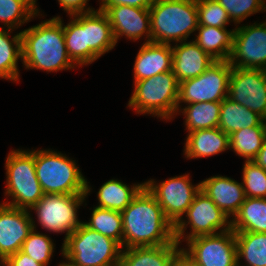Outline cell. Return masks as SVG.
Returning a JSON list of instances; mask_svg holds the SVG:
<instances>
[{
  "mask_svg": "<svg viewBox=\"0 0 266 266\" xmlns=\"http://www.w3.org/2000/svg\"><path fill=\"white\" fill-rule=\"evenodd\" d=\"M121 214L123 249L168 245L175 241L174 225L145 186Z\"/></svg>",
  "mask_w": 266,
  "mask_h": 266,
  "instance_id": "1",
  "label": "cell"
},
{
  "mask_svg": "<svg viewBox=\"0 0 266 266\" xmlns=\"http://www.w3.org/2000/svg\"><path fill=\"white\" fill-rule=\"evenodd\" d=\"M62 22L57 16L20 32L26 69L57 72L76 67L67 52Z\"/></svg>",
  "mask_w": 266,
  "mask_h": 266,
  "instance_id": "2",
  "label": "cell"
},
{
  "mask_svg": "<svg viewBox=\"0 0 266 266\" xmlns=\"http://www.w3.org/2000/svg\"><path fill=\"white\" fill-rule=\"evenodd\" d=\"M149 11L152 42L187 41L199 25L197 0H155Z\"/></svg>",
  "mask_w": 266,
  "mask_h": 266,
  "instance_id": "3",
  "label": "cell"
},
{
  "mask_svg": "<svg viewBox=\"0 0 266 266\" xmlns=\"http://www.w3.org/2000/svg\"><path fill=\"white\" fill-rule=\"evenodd\" d=\"M35 172L44 194H88L91 188L76 162L52 150H34Z\"/></svg>",
  "mask_w": 266,
  "mask_h": 266,
  "instance_id": "4",
  "label": "cell"
},
{
  "mask_svg": "<svg viewBox=\"0 0 266 266\" xmlns=\"http://www.w3.org/2000/svg\"><path fill=\"white\" fill-rule=\"evenodd\" d=\"M134 88L128 106L138 114H152L165 120L177 114L179 82L173 70L134 81Z\"/></svg>",
  "mask_w": 266,
  "mask_h": 266,
  "instance_id": "5",
  "label": "cell"
},
{
  "mask_svg": "<svg viewBox=\"0 0 266 266\" xmlns=\"http://www.w3.org/2000/svg\"><path fill=\"white\" fill-rule=\"evenodd\" d=\"M62 245V256L78 266H118L122 247L83 223Z\"/></svg>",
  "mask_w": 266,
  "mask_h": 266,
  "instance_id": "6",
  "label": "cell"
},
{
  "mask_svg": "<svg viewBox=\"0 0 266 266\" xmlns=\"http://www.w3.org/2000/svg\"><path fill=\"white\" fill-rule=\"evenodd\" d=\"M6 159L5 194L12 202L3 204L30 210L44 195L35 172L34 150H12Z\"/></svg>",
  "mask_w": 266,
  "mask_h": 266,
  "instance_id": "7",
  "label": "cell"
},
{
  "mask_svg": "<svg viewBox=\"0 0 266 266\" xmlns=\"http://www.w3.org/2000/svg\"><path fill=\"white\" fill-rule=\"evenodd\" d=\"M181 255L193 266H238L235 232L200 235L187 240Z\"/></svg>",
  "mask_w": 266,
  "mask_h": 266,
  "instance_id": "8",
  "label": "cell"
},
{
  "mask_svg": "<svg viewBox=\"0 0 266 266\" xmlns=\"http://www.w3.org/2000/svg\"><path fill=\"white\" fill-rule=\"evenodd\" d=\"M232 66L228 60H216L196 78L179 83L178 110L180 103L222 102L228 96Z\"/></svg>",
  "mask_w": 266,
  "mask_h": 266,
  "instance_id": "9",
  "label": "cell"
},
{
  "mask_svg": "<svg viewBox=\"0 0 266 266\" xmlns=\"http://www.w3.org/2000/svg\"><path fill=\"white\" fill-rule=\"evenodd\" d=\"M85 197L87 194H44L30 210L36 212L43 229L66 232L65 241L82 224L76 213Z\"/></svg>",
  "mask_w": 266,
  "mask_h": 266,
  "instance_id": "10",
  "label": "cell"
},
{
  "mask_svg": "<svg viewBox=\"0 0 266 266\" xmlns=\"http://www.w3.org/2000/svg\"><path fill=\"white\" fill-rule=\"evenodd\" d=\"M185 214L188 221L180 219L174 225V239L179 245L182 238L187 241L196 236L216 234L231 229V219L229 221L227 215L202 190L196 194ZM188 224L191 233L184 236Z\"/></svg>",
  "mask_w": 266,
  "mask_h": 266,
  "instance_id": "11",
  "label": "cell"
},
{
  "mask_svg": "<svg viewBox=\"0 0 266 266\" xmlns=\"http://www.w3.org/2000/svg\"><path fill=\"white\" fill-rule=\"evenodd\" d=\"M189 175L171 177L160 184L154 180L144 182V186L162 207L165 217L175 225L192 204L201 190V183L192 185Z\"/></svg>",
  "mask_w": 266,
  "mask_h": 266,
  "instance_id": "12",
  "label": "cell"
},
{
  "mask_svg": "<svg viewBox=\"0 0 266 266\" xmlns=\"http://www.w3.org/2000/svg\"><path fill=\"white\" fill-rule=\"evenodd\" d=\"M228 61L235 68L266 70V22L234 28Z\"/></svg>",
  "mask_w": 266,
  "mask_h": 266,
  "instance_id": "13",
  "label": "cell"
},
{
  "mask_svg": "<svg viewBox=\"0 0 266 266\" xmlns=\"http://www.w3.org/2000/svg\"><path fill=\"white\" fill-rule=\"evenodd\" d=\"M227 97L266 120V70L232 67Z\"/></svg>",
  "mask_w": 266,
  "mask_h": 266,
  "instance_id": "14",
  "label": "cell"
},
{
  "mask_svg": "<svg viewBox=\"0 0 266 266\" xmlns=\"http://www.w3.org/2000/svg\"><path fill=\"white\" fill-rule=\"evenodd\" d=\"M26 209L0 204V263L21 250L33 230V219Z\"/></svg>",
  "mask_w": 266,
  "mask_h": 266,
  "instance_id": "15",
  "label": "cell"
},
{
  "mask_svg": "<svg viewBox=\"0 0 266 266\" xmlns=\"http://www.w3.org/2000/svg\"><path fill=\"white\" fill-rule=\"evenodd\" d=\"M104 13L109 19L116 43L123 35L135 41L144 34L146 42H151L149 8L117 5L109 7Z\"/></svg>",
  "mask_w": 266,
  "mask_h": 266,
  "instance_id": "16",
  "label": "cell"
},
{
  "mask_svg": "<svg viewBox=\"0 0 266 266\" xmlns=\"http://www.w3.org/2000/svg\"><path fill=\"white\" fill-rule=\"evenodd\" d=\"M86 64H91L117 44L107 15L98 10L85 13Z\"/></svg>",
  "mask_w": 266,
  "mask_h": 266,
  "instance_id": "17",
  "label": "cell"
},
{
  "mask_svg": "<svg viewBox=\"0 0 266 266\" xmlns=\"http://www.w3.org/2000/svg\"><path fill=\"white\" fill-rule=\"evenodd\" d=\"M171 48L172 70L179 83L196 78L216 61L194 41H183Z\"/></svg>",
  "mask_w": 266,
  "mask_h": 266,
  "instance_id": "18",
  "label": "cell"
},
{
  "mask_svg": "<svg viewBox=\"0 0 266 266\" xmlns=\"http://www.w3.org/2000/svg\"><path fill=\"white\" fill-rule=\"evenodd\" d=\"M200 183L201 190L233 219L246 198L242 183L226 176H213Z\"/></svg>",
  "mask_w": 266,
  "mask_h": 266,
  "instance_id": "19",
  "label": "cell"
},
{
  "mask_svg": "<svg viewBox=\"0 0 266 266\" xmlns=\"http://www.w3.org/2000/svg\"><path fill=\"white\" fill-rule=\"evenodd\" d=\"M171 44L144 42L134 63V81H140L172 70Z\"/></svg>",
  "mask_w": 266,
  "mask_h": 266,
  "instance_id": "20",
  "label": "cell"
},
{
  "mask_svg": "<svg viewBox=\"0 0 266 266\" xmlns=\"http://www.w3.org/2000/svg\"><path fill=\"white\" fill-rule=\"evenodd\" d=\"M178 245L174 241L168 245L122 249L118 266H172L181 255Z\"/></svg>",
  "mask_w": 266,
  "mask_h": 266,
  "instance_id": "21",
  "label": "cell"
},
{
  "mask_svg": "<svg viewBox=\"0 0 266 266\" xmlns=\"http://www.w3.org/2000/svg\"><path fill=\"white\" fill-rule=\"evenodd\" d=\"M184 147L188 159L210 157L230 149L229 135L218 127L191 131Z\"/></svg>",
  "mask_w": 266,
  "mask_h": 266,
  "instance_id": "22",
  "label": "cell"
},
{
  "mask_svg": "<svg viewBox=\"0 0 266 266\" xmlns=\"http://www.w3.org/2000/svg\"><path fill=\"white\" fill-rule=\"evenodd\" d=\"M266 126V121L257 113L226 97L221 102L218 128L229 136L240 129Z\"/></svg>",
  "mask_w": 266,
  "mask_h": 266,
  "instance_id": "23",
  "label": "cell"
},
{
  "mask_svg": "<svg viewBox=\"0 0 266 266\" xmlns=\"http://www.w3.org/2000/svg\"><path fill=\"white\" fill-rule=\"evenodd\" d=\"M196 31L198 35L194 42L199 45L204 52L215 60H229L232 48L234 29L198 25Z\"/></svg>",
  "mask_w": 266,
  "mask_h": 266,
  "instance_id": "24",
  "label": "cell"
},
{
  "mask_svg": "<svg viewBox=\"0 0 266 266\" xmlns=\"http://www.w3.org/2000/svg\"><path fill=\"white\" fill-rule=\"evenodd\" d=\"M234 232L266 233V198L246 197L231 220Z\"/></svg>",
  "mask_w": 266,
  "mask_h": 266,
  "instance_id": "25",
  "label": "cell"
},
{
  "mask_svg": "<svg viewBox=\"0 0 266 266\" xmlns=\"http://www.w3.org/2000/svg\"><path fill=\"white\" fill-rule=\"evenodd\" d=\"M143 187L144 183L134 184L130 188L120 180L111 179L100 187L97 207L122 212Z\"/></svg>",
  "mask_w": 266,
  "mask_h": 266,
  "instance_id": "26",
  "label": "cell"
},
{
  "mask_svg": "<svg viewBox=\"0 0 266 266\" xmlns=\"http://www.w3.org/2000/svg\"><path fill=\"white\" fill-rule=\"evenodd\" d=\"M11 31L0 27V78L16 82L20 75L17 62L22 59V38L18 33L10 39Z\"/></svg>",
  "mask_w": 266,
  "mask_h": 266,
  "instance_id": "27",
  "label": "cell"
},
{
  "mask_svg": "<svg viewBox=\"0 0 266 266\" xmlns=\"http://www.w3.org/2000/svg\"><path fill=\"white\" fill-rule=\"evenodd\" d=\"M221 102L189 103L179 112L185 119L186 130L217 128L220 119Z\"/></svg>",
  "mask_w": 266,
  "mask_h": 266,
  "instance_id": "28",
  "label": "cell"
},
{
  "mask_svg": "<svg viewBox=\"0 0 266 266\" xmlns=\"http://www.w3.org/2000/svg\"><path fill=\"white\" fill-rule=\"evenodd\" d=\"M235 236L238 266L242 258L246 266H266V233L235 232Z\"/></svg>",
  "mask_w": 266,
  "mask_h": 266,
  "instance_id": "29",
  "label": "cell"
},
{
  "mask_svg": "<svg viewBox=\"0 0 266 266\" xmlns=\"http://www.w3.org/2000/svg\"><path fill=\"white\" fill-rule=\"evenodd\" d=\"M71 17L66 26L63 24L65 45L70 59L76 66H83L86 65L85 13Z\"/></svg>",
  "mask_w": 266,
  "mask_h": 266,
  "instance_id": "30",
  "label": "cell"
},
{
  "mask_svg": "<svg viewBox=\"0 0 266 266\" xmlns=\"http://www.w3.org/2000/svg\"><path fill=\"white\" fill-rule=\"evenodd\" d=\"M89 222H82L88 228L115 240L123 249V221L119 211L93 208Z\"/></svg>",
  "mask_w": 266,
  "mask_h": 266,
  "instance_id": "31",
  "label": "cell"
},
{
  "mask_svg": "<svg viewBox=\"0 0 266 266\" xmlns=\"http://www.w3.org/2000/svg\"><path fill=\"white\" fill-rule=\"evenodd\" d=\"M265 137L266 126L240 129L229 136L230 149L246 161H252L262 148Z\"/></svg>",
  "mask_w": 266,
  "mask_h": 266,
  "instance_id": "32",
  "label": "cell"
},
{
  "mask_svg": "<svg viewBox=\"0 0 266 266\" xmlns=\"http://www.w3.org/2000/svg\"><path fill=\"white\" fill-rule=\"evenodd\" d=\"M37 14L36 0H0V21L7 29L18 28Z\"/></svg>",
  "mask_w": 266,
  "mask_h": 266,
  "instance_id": "33",
  "label": "cell"
},
{
  "mask_svg": "<svg viewBox=\"0 0 266 266\" xmlns=\"http://www.w3.org/2000/svg\"><path fill=\"white\" fill-rule=\"evenodd\" d=\"M33 222V230L21 246V252L25 253L33 260L44 266L49 264L52 253L54 252V244L46 234L36 233V225Z\"/></svg>",
  "mask_w": 266,
  "mask_h": 266,
  "instance_id": "34",
  "label": "cell"
},
{
  "mask_svg": "<svg viewBox=\"0 0 266 266\" xmlns=\"http://www.w3.org/2000/svg\"><path fill=\"white\" fill-rule=\"evenodd\" d=\"M243 188L246 197L266 198V171L253 161L243 167Z\"/></svg>",
  "mask_w": 266,
  "mask_h": 266,
  "instance_id": "35",
  "label": "cell"
},
{
  "mask_svg": "<svg viewBox=\"0 0 266 266\" xmlns=\"http://www.w3.org/2000/svg\"><path fill=\"white\" fill-rule=\"evenodd\" d=\"M199 25L226 28L231 21L227 11L216 0H197Z\"/></svg>",
  "mask_w": 266,
  "mask_h": 266,
  "instance_id": "36",
  "label": "cell"
},
{
  "mask_svg": "<svg viewBox=\"0 0 266 266\" xmlns=\"http://www.w3.org/2000/svg\"><path fill=\"white\" fill-rule=\"evenodd\" d=\"M228 13L231 21L240 24L248 16L266 11L265 0H216Z\"/></svg>",
  "mask_w": 266,
  "mask_h": 266,
  "instance_id": "37",
  "label": "cell"
},
{
  "mask_svg": "<svg viewBox=\"0 0 266 266\" xmlns=\"http://www.w3.org/2000/svg\"><path fill=\"white\" fill-rule=\"evenodd\" d=\"M155 0H101L99 10L105 12L109 7L127 5L138 8H150Z\"/></svg>",
  "mask_w": 266,
  "mask_h": 266,
  "instance_id": "38",
  "label": "cell"
},
{
  "mask_svg": "<svg viewBox=\"0 0 266 266\" xmlns=\"http://www.w3.org/2000/svg\"><path fill=\"white\" fill-rule=\"evenodd\" d=\"M87 1L88 0H58L59 5L69 16L95 11L92 8H85Z\"/></svg>",
  "mask_w": 266,
  "mask_h": 266,
  "instance_id": "39",
  "label": "cell"
},
{
  "mask_svg": "<svg viewBox=\"0 0 266 266\" xmlns=\"http://www.w3.org/2000/svg\"><path fill=\"white\" fill-rule=\"evenodd\" d=\"M3 262L6 266H44L21 251L8 256Z\"/></svg>",
  "mask_w": 266,
  "mask_h": 266,
  "instance_id": "40",
  "label": "cell"
},
{
  "mask_svg": "<svg viewBox=\"0 0 266 266\" xmlns=\"http://www.w3.org/2000/svg\"><path fill=\"white\" fill-rule=\"evenodd\" d=\"M252 161L266 171V137L263 141L262 148L259 150L256 157Z\"/></svg>",
  "mask_w": 266,
  "mask_h": 266,
  "instance_id": "41",
  "label": "cell"
},
{
  "mask_svg": "<svg viewBox=\"0 0 266 266\" xmlns=\"http://www.w3.org/2000/svg\"><path fill=\"white\" fill-rule=\"evenodd\" d=\"M172 266H193L188 260H186L182 255H180L177 260L172 264Z\"/></svg>",
  "mask_w": 266,
  "mask_h": 266,
  "instance_id": "42",
  "label": "cell"
},
{
  "mask_svg": "<svg viewBox=\"0 0 266 266\" xmlns=\"http://www.w3.org/2000/svg\"><path fill=\"white\" fill-rule=\"evenodd\" d=\"M66 260H68V261L60 263L59 266H78L72 260L67 259V258H66Z\"/></svg>",
  "mask_w": 266,
  "mask_h": 266,
  "instance_id": "43",
  "label": "cell"
}]
</instances>
